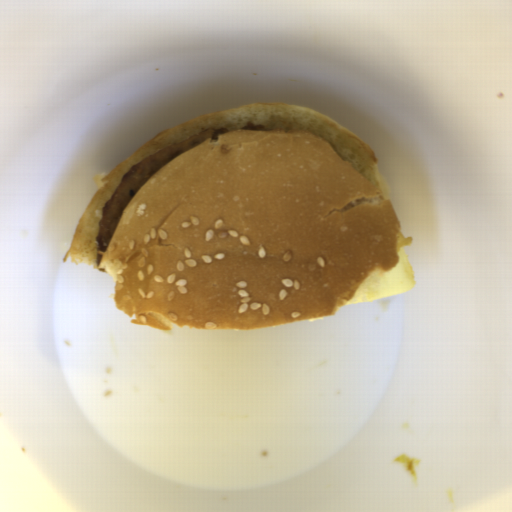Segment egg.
<instances>
[{"instance_id": "d2b9013d", "label": "egg", "mask_w": 512, "mask_h": 512, "mask_svg": "<svg viewBox=\"0 0 512 512\" xmlns=\"http://www.w3.org/2000/svg\"><path fill=\"white\" fill-rule=\"evenodd\" d=\"M415 285V272L403 247L398 252L394 269L384 271L380 268L370 272L347 303L369 302L403 294L414 289Z\"/></svg>"}]
</instances>
